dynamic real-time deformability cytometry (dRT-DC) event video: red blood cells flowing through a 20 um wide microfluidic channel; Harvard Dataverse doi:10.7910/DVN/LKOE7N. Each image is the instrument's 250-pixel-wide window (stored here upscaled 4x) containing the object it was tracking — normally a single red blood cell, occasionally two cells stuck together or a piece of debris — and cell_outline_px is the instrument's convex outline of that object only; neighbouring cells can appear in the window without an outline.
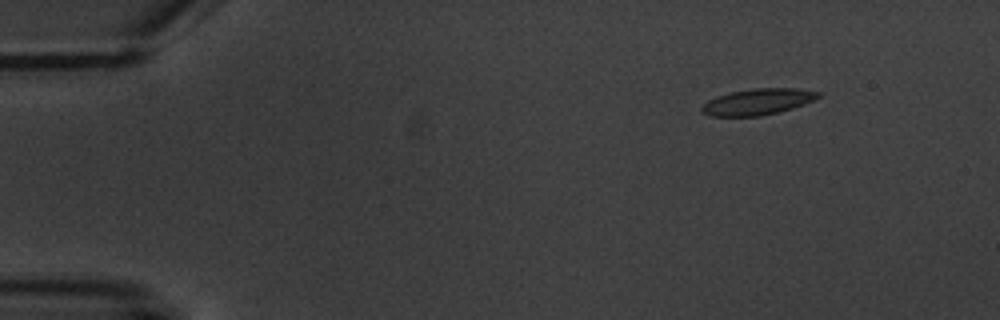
{"species": "common noctule bat (a hibernating species)", "species_latin": "Nyctalus noctula", "temperature_condition": "warm", "stored_images_in_passage": 5, "camera_frame_rate_fps": 3000, "um_per_image_px": 0.085, "animal": {"sex": "male", "body_mass_g": 20.1, "forearm_length_mm": 53.5}, "frame": {"image": 1, "passage_image": 1, "time_ms": 0.0, "image_size_px": [1000, 320], "cell_outline_px": [[820, 96], [804, 104], [792, 108], [760, 116], [708, 116], [700, 112], [700, 108], [708, 100], [728, 92], [752, 88], [796, 88], [820, 92]], "centroid_in_image_um": [64.36, 8.65], "position_along_channel_um": 20.6, "area_um2": 17.74}}
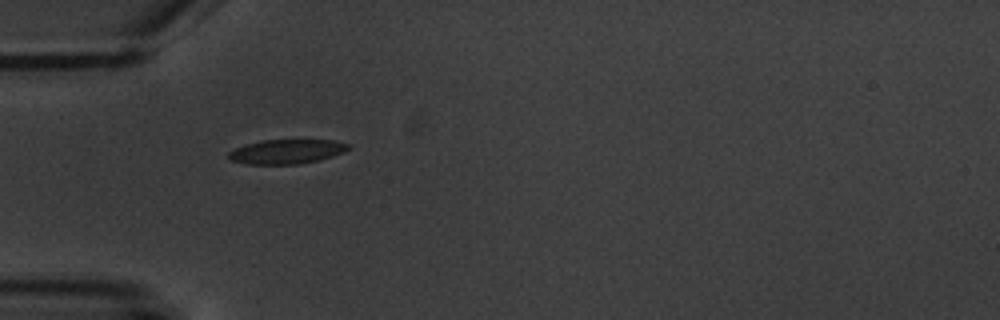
{"frame": {"image": 2, "passage_image": 4, "time_ms": 3.667, "image_size_px": [1000, 320], "cell_outline_px": [[348, 148], [344, 152], [332, 156], [300, 164], [248, 164], [228, 160], [228, 152], [244, 144], [264, 140], [332, 140], [348, 144]], "centroid_in_image_um": [24.3, 12.88], "position_along_channel_um": 60.7, "area_um2": 16.88}}